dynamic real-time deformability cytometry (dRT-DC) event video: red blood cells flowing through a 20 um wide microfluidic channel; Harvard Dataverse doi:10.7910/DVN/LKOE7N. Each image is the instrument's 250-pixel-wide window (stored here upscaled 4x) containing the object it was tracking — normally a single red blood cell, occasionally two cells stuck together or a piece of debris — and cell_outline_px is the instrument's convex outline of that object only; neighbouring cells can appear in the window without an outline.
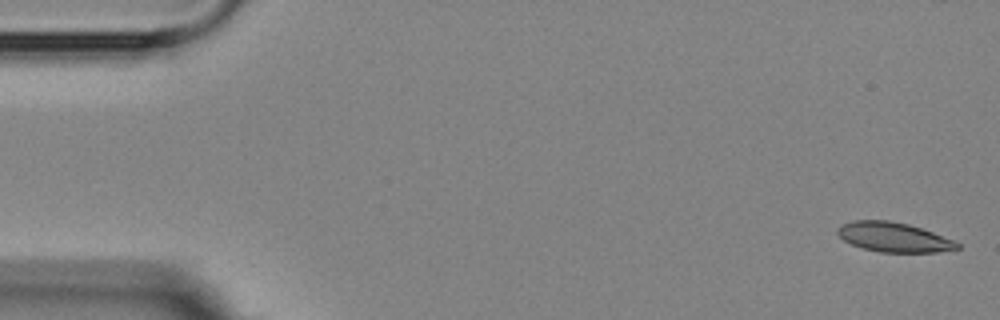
{"species": "Egyptian fruit bat (a non-hibernating species)", "species_latin": "Rousettus aegyptiacus", "temperature_condition": "room temperature", "stored_images_in_passage": 10, "camera_frame_rate_fps": 3000, "um_per_image_px": 0.085, "animal": {"sex": "female"}, "frame": {"image": 1, "passage_image": 1, "time_ms": 0.0, "image_size_px": [1000, 320], "cell_outline_px": [[960, 248], [936, 252], [880, 252], [864, 248], [852, 244], [844, 240], [836, 232], [836, 228], [840, 224], [852, 220], [888, 220], [908, 224], [956, 240], [960, 244]], "centroid_in_image_um": [75.96, 20.15], "position_along_channel_um": 9.0, "area_um2": 20.63}}
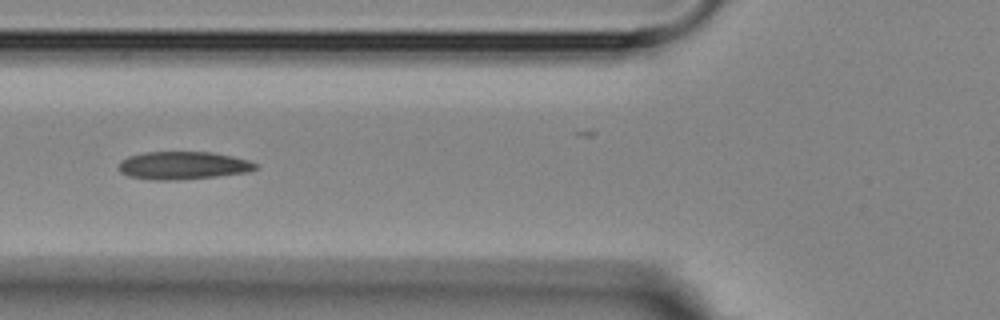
{"frame": {"image": 2, "passage_image": 6, "time_ms": 6.333, "image_size_px": [1000, 320], "cell_outline_px": [[256, 168], [248, 172], [216, 176], [180, 180], [152, 180], [128, 176], [120, 172], [120, 160], [128, 156], [144, 152], [212, 152], [232, 156], [248, 160], [256, 164]], "centroid_in_image_um": [15.53, 14.06], "position_along_channel_um": 110.3, "area_um2": 22.2}}
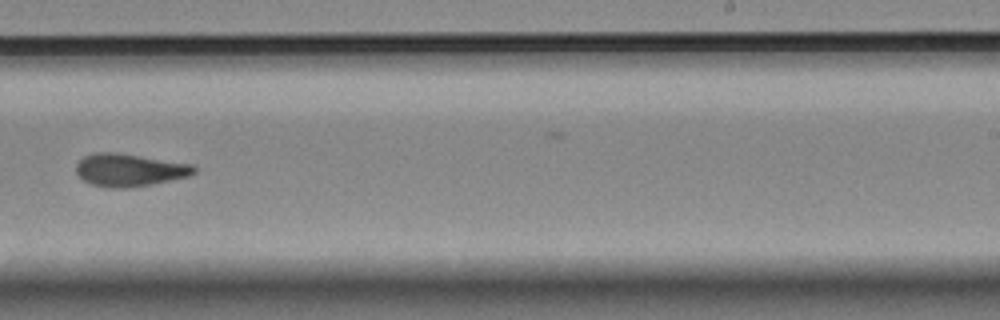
{"frame": {"image": 3, "passage_image": 10, "time_ms": 11.0, "image_size_px": [1000, 320], "cell_outline_px": [[196, 172], [188, 176], [152, 184], [132, 188], [116, 188], [92, 184], [84, 180], [76, 172], [76, 164], [84, 156], [96, 152], [116, 152], [196, 164]], "centroid_in_image_um": [11.04, 14.44], "position_along_channel_um": 278.0, "area_um2": 22.54}}